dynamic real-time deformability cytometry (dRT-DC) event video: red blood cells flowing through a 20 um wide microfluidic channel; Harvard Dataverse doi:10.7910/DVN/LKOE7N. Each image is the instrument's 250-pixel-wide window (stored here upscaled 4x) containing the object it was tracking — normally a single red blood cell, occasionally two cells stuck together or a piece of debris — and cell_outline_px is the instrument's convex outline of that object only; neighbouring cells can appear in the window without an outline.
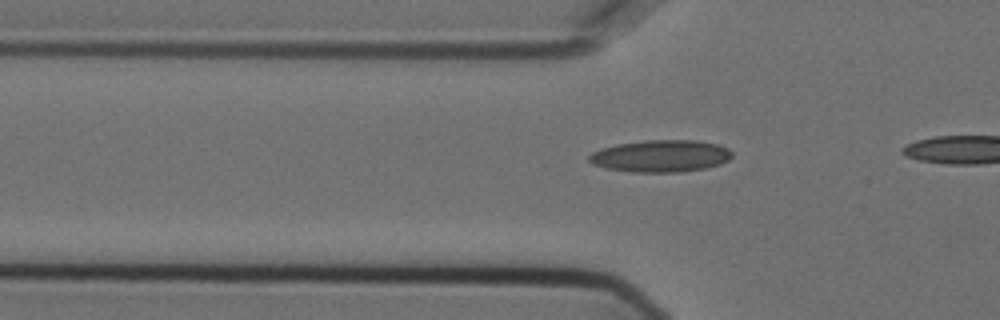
{"species": "Egyptian fruit bat (a non-hibernating species)", "species_latin": "Rousettus aegyptiacus", "temperature_condition": "cold", "stored_images_in_passage": 9, "camera_frame_rate_fps": 3000, "um_per_image_px": 0.085, "animal": {"sex": "female"}, "frame": {"image": 1, "passage_image": 6, "time_ms": 1.667, "image_size_px": [1000, 320], "cell_outline_px": [[732, 156], [728, 160], [720, 164], [704, 168], [680, 172], [632, 172], [604, 168], [592, 164], [588, 160], [588, 156], [592, 152], [600, 148], [616, 144], [648, 140], [696, 140], [716, 144], [728, 148], [732, 152]], "centroid_in_image_um": [56.12, 13.26], "position_along_channel_um": 69.7, "area_um2": 26.82}}